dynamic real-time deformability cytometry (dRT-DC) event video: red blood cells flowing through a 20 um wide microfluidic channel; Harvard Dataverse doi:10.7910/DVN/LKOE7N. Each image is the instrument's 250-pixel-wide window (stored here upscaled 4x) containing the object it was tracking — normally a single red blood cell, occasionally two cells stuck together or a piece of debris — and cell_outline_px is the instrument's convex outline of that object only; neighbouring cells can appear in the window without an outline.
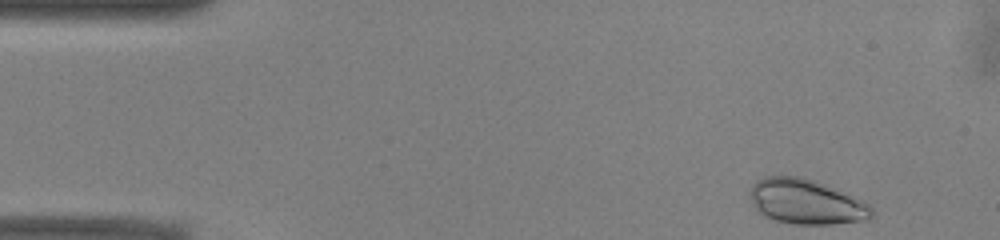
{"species": "common noctule bat (a hibernating species)", "species_latin": "Nyctalus noctula", "temperature_condition": "warm", "stored_images_in_passage": 48, "camera_frame_rate_fps": 3000, "um_per_image_px": 0.085, "animal": {"sex": "male", "body_mass_g": 13.0, "forearm_length_mm": 53.1}, "frame": {"image": 1, "passage_image": 1, "time_ms": 0.0, "image_size_px": [1000, 240], "cell_outline_px": [[872, 216], [864, 220], [832, 224], [792, 224], [776, 220], [764, 216], [756, 212], [748, 196], [748, 192], [752, 184], [756, 180], [764, 176], [800, 176], [812, 180], [852, 196], [868, 204], [872, 208]], "centroid_in_image_um": [68.42, 17.15], "position_along_channel_um": 16.6, "area_um2": 31.79}}
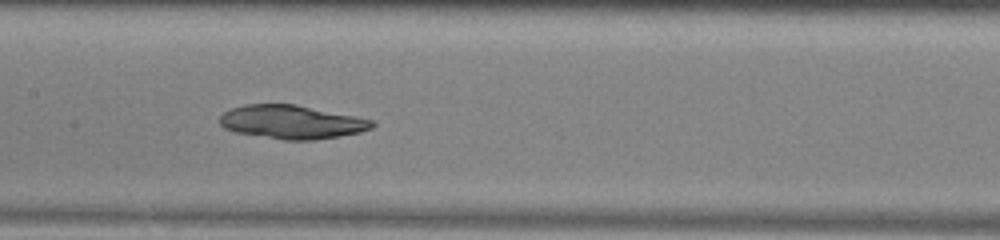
{"frame": {"image": 2, "passage_image": 21, "time_ms": 6.667, "image_size_px": [1000, 240], "cell_outline_px": [[376, 124], [372, 128], [360, 132], [340, 136], [312, 140], [284, 140], [236, 132], [224, 128], [220, 124], [220, 116], [224, 112], [232, 108], [244, 104], [296, 104], [356, 116], [372, 120]], "centroid_in_image_um": [24.81, 10.37], "position_along_channel_um": 182.6, "area_um2": 29.82}}
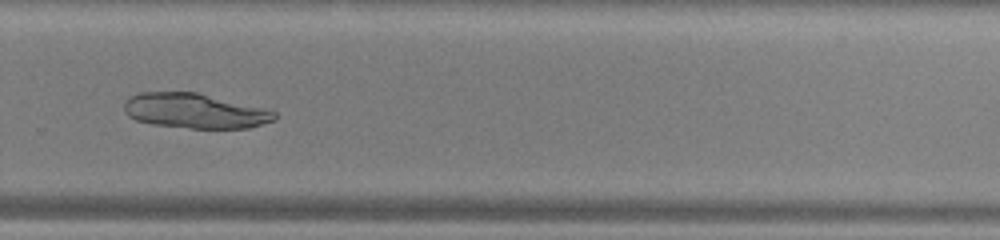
{"frame": {"image": 3, "passage_image": 31, "time_ms": 10.0, "image_size_px": [1000, 240], "cell_outline_px": [[280, 116], [276, 120], [248, 128], [188, 128], [152, 124], [136, 120], [128, 116], [124, 112], [124, 104], [132, 96], [140, 92], [196, 92], [264, 108], [276, 112]], "centroid_in_image_um": [16.59, 9.43], "position_along_channel_um": 313.2, "area_um2": 30.58}}